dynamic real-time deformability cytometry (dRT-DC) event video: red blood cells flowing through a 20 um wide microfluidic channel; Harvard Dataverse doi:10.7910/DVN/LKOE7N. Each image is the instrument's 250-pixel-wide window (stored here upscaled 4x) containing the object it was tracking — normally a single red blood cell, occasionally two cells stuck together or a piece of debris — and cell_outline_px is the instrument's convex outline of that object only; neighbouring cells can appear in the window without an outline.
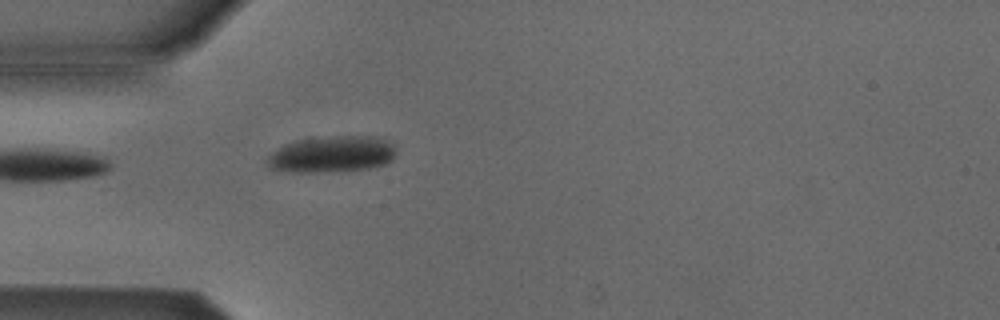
{"species": "Egyptian fruit bat (a non-hibernating species)", "species_latin": "Rousettus aegyptiacus", "temperature_condition": "cold", "stored_images_in_passage": 38, "camera_frame_rate_fps": 3000, "um_per_image_px": 0.085, "animal": {"sex": "male"}, "frame": {"image": 1, "passage_image": 1, "time_ms": 0.0, "image_size_px": [1000, 320], "cell_outline_px": [[392, 160], [384, 164], [368, 168], [324, 172], [292, 172], [268, 168], [264, 160], [276, 148], [284, 144], [300, 140], [332, 136], [372, 136], [384, 140], [392, 144]], "centroid_in_image_um": [28.1, 13.12], "position_along_channel_um": 56.9, "area_um2": 26.99}}
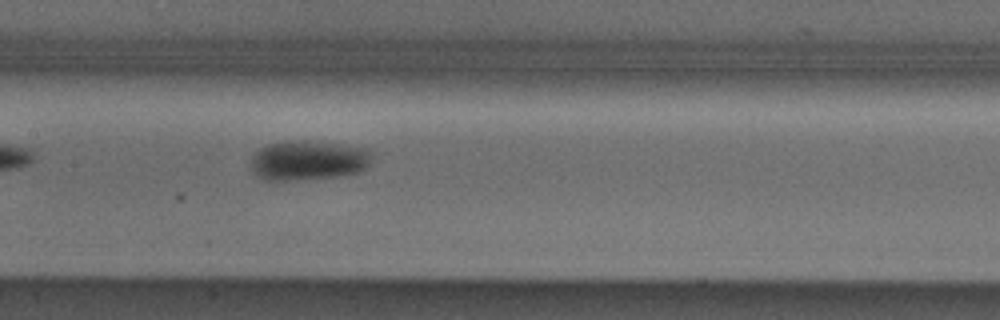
{"frame": {"image": 2, "passage_image": 11, "time_ms": 3.333, "image_size_px": [1000, 320], "cell_outline_px": [[368, 164], [364, 168], [356, 172], [336, 176], [296, 180], [264, 180], [252, 168], [252, 156], [260, 148], [268, 144], [288, 140], [304, 140], [336, 144], [360, 148], [368, 152]], "centroid_in_image_um": [26.1, 13.63], "position_along_channel_um": 181.3, "area_um2": 27.17}}
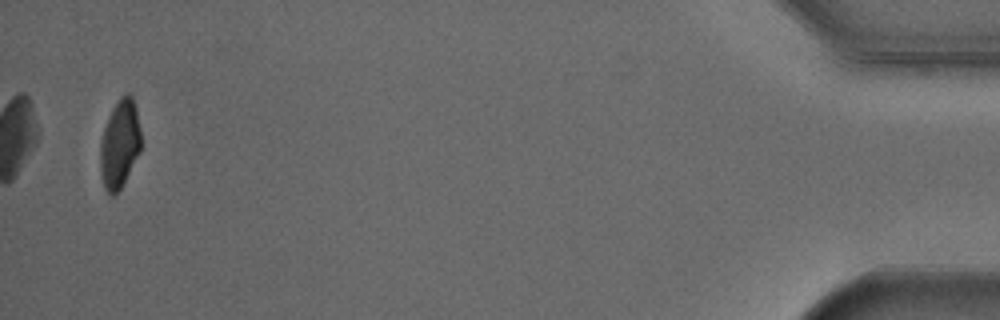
{"frame": {"image": 3, "passage_image": 37, "time_ms": 12.0, "image_size_px": [1000, 320], "cell_outline_px": [[140, 152], [120, 188], [112, 196], [104, 188], [100, 172], [100, 144], [104, 128], [112, 108], [120, 96], [124, 92], [128, 92], [132, 96], [136, 108], [140, 128]], "centroid_in_image_um": [10.17, 12.19], "position_along_channel_um": 425.0, "area_um2": 20.87}, "authors_computed_cell_mechanics": {"area_um2": 25.7788, "velocity_mm_per_s": 3.8721, "shape_relaxation_time_tau1_ms": 7.495, "shape_relaxation_time_tau2_ms": null, "deformation_change_tau1": 0.136, "deformation_change_tau2": null}}